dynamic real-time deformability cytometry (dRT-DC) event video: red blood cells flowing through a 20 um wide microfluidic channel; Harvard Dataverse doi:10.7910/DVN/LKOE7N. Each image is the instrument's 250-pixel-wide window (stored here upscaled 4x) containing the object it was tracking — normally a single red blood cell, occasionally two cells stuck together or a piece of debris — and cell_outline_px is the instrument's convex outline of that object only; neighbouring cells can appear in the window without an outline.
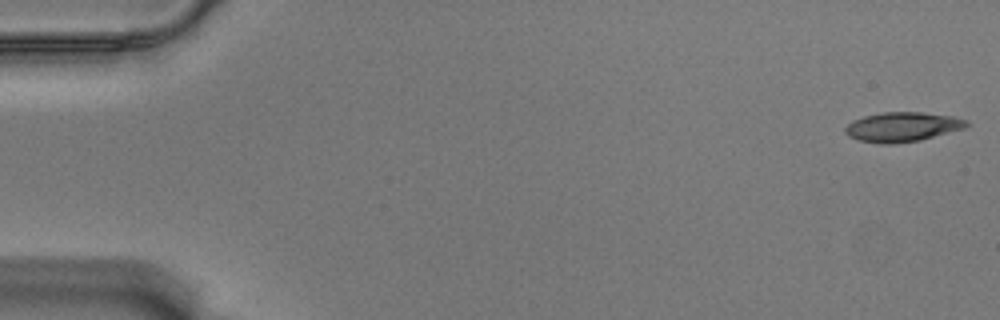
{"species": "Egyptian fruit bat (a non-hibernating species)", "species_latin": "Rousettus aegyptiacus", "temperature_condition": "warm", "stored_images_in_passage": 57, "camera_frame_rate_fps": 3000, "um_per_image_px": 0.085, "animal": {"sex": "male"}, "frame": {"image": 1, "passage_image": 1, "time_ms": 0.0, "image_size_px": [1000, 320], "cell_outline_px": [[968, 124], [964, 128], [920, 140], [892, 144], [880, 144], [860, 140], [848, 136], [844, 132], [844, 128], [852, 120], [864, 116], [884, 112], [920, 112], [952, 116], [968, 120]], "centroid_in_image_um": [76.67, 10.78], "position_along_channel_um": 8.3, "area_um2": 20.81}}
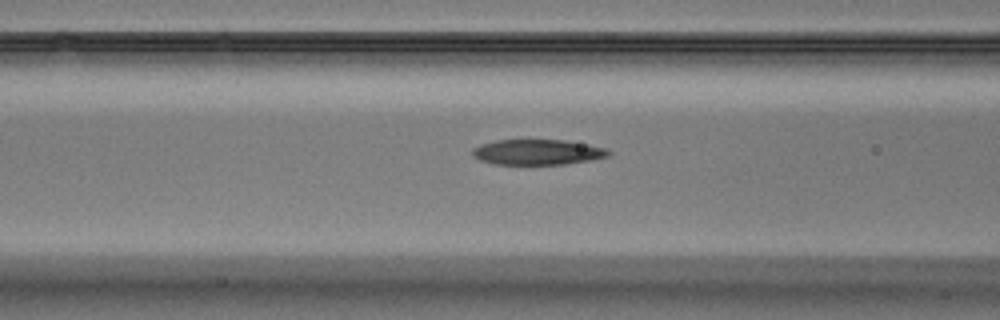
{"frame": {"image": 2, "passage_image": 23, "time_ms": 7.333, "image_size_px": [1000, 320], "cell_outline_px": [[612, 152], [608, 156], [592, 160], [564, 164], [492, 164], [480, 160], [472, 156], [472, 148], [480, 144], [496, 140], [564, 140], [604, 148]], "centroid_in_image_um": [45.64, 12.93], "position_along_channel_um": 121.0, "area_um2": 20.06}}
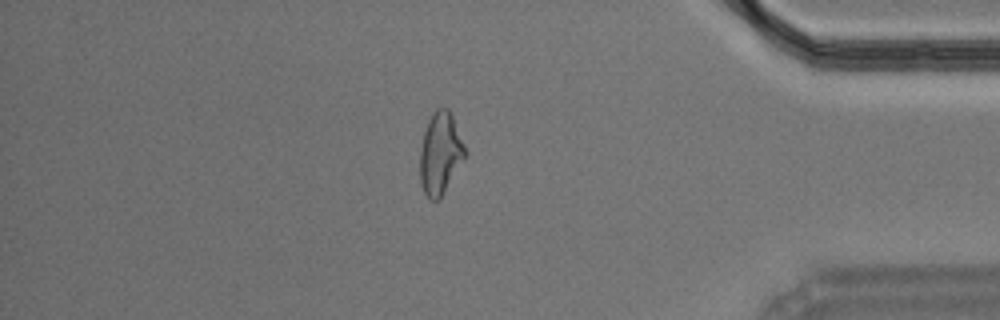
{"frame": {"image": 3, "passage_image": 49, "time_ms": 16.0, "image_size_px": [1000, 320], "cell_outline_px": [[468, 156], [440, 200], [428, 200], [424, 192], [420, 180], [420, 152], [424, 132], [428, 120], [432, 112], [436, 108], [448, 108], [452, 116], [468, 152]], "centroid_in_image_um": [37.46, 13.08], "position_along_channel_um": 397.7, "area_um2": 22.02}, "authors_computed_cell_mechanics": {"area_um2": 21.0392, "velocity_mm_per_s": 3.5433, "shape_relaxation_time_tau1_ms": 6.88, "shape_relaxation_time_tau2_ms": 3.8036, "deformation_change_tau1": 0.2034, "deformation_change_tau2": 0.1315}}